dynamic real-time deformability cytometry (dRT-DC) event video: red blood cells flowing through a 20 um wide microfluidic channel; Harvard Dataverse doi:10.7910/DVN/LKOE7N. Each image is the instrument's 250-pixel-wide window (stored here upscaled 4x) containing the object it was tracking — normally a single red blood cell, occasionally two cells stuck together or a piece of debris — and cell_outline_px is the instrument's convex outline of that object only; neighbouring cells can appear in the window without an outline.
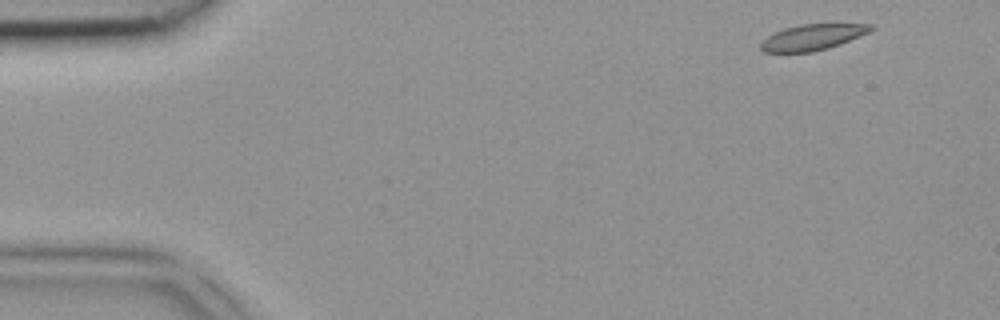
{"species": "common noctule bat (a hibernating species)", "species_latin": "Nyctalus noctula", "temperature_condition": "room temperature", "stored_images_in_passage": 5, "camera_frame_rate_fps": 3000, "um_per_image_px": 0.085, "animal": {"sex": "female", "body_mass_g": 18.4}, "frame": {"image": 1, "passage_image": 1, "time_ms": 0.0, "image_size_px": [1000, 320], "cell_outline_px": [[876, 28], [868, 32], [840, 44], [828, 48], [812, 52], [764, 52], [760, 48], [760, 44], [768, 36], [784, 28], [804, 24], [872, 24]], "centroid_in_image_um": [69.07, 3.16], "position_along_channel_um": 15.9, "area_um2": 16.36}}
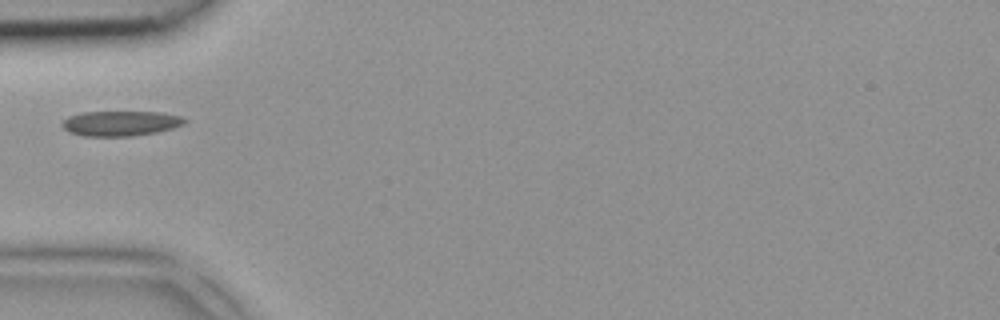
{"frame": {"image": 2, "passage_image": 4, "time_ms": 1.0, "image_size_px": [1000, 320], "cell_outline_px": [[188, 120], [184, 124], [172, 128], [156, 132], [132, 136], [84, 136], [68, 132], [60, 124], [68, 116], [84, 112], [160, 112], [180, 116]], "centroid_in_image_um": [10.23, 10.48], "position_along_channel_um": 74.8, "area_um2": 17.86}}